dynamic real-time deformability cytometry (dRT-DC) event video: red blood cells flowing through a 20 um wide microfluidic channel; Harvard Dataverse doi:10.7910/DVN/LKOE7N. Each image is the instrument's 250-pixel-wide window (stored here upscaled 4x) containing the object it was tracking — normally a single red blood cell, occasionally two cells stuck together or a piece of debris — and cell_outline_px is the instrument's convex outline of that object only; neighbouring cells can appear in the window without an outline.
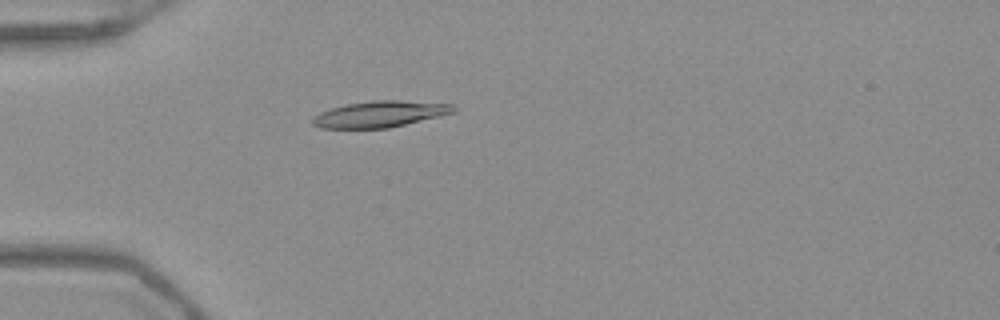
{"species": "Egyptian fruit bat (a non-hibernating species)", "species_latin": "Rousettus aegyptiacus", "temperature_condition": "warm", "stored_images_in_passage": 52, "camera_frame_rate_fps": 3000, "um_per_image_px": 0.085, "frame": {"image": 1, "passage_image": 16, "time_ms": 5.0, "image_size_px": [1000, 320], "cell_outline_px": [[456, 112], [440, 116], [388, 128], [320, 128], [312, 124], [312, 120], [320, 112], [332, 108], [348, 104], [372, 100], [400, 100], [452, 104], [456, 108]], "centroid_in_image_um": [32.33, 9.69], "position_along_channel_um": 52.7, "area_um2": 21.39}}
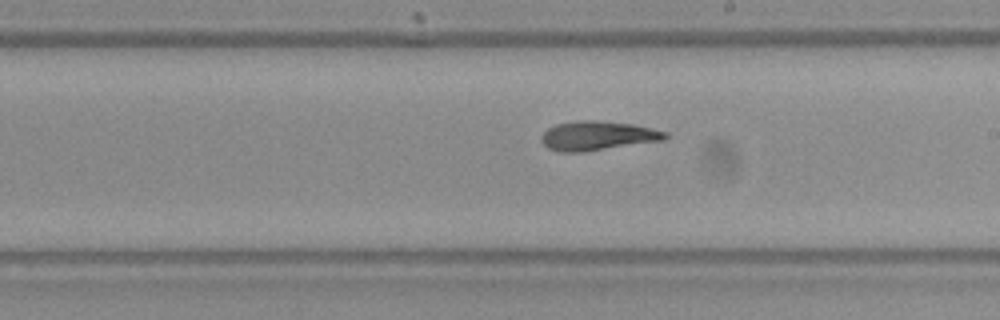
{"frame": {"image": 2, "passage_image": 31, "time_ms": 10.0, "image_size_px": [1000, 320], "cell_outline_px": [[668, 136], [664, 140], [580, 152], [560, 152], [548, 148], [540, 140], [540, 136], [548, 128], [556, 124], [580, 120], [596, 120], [632, 124], [652, 128], [668, 132]], "centroid_in_image_um": [50.78, 11.53], "position_along_channel_um": 238.2, "area_um2": 20.98}}
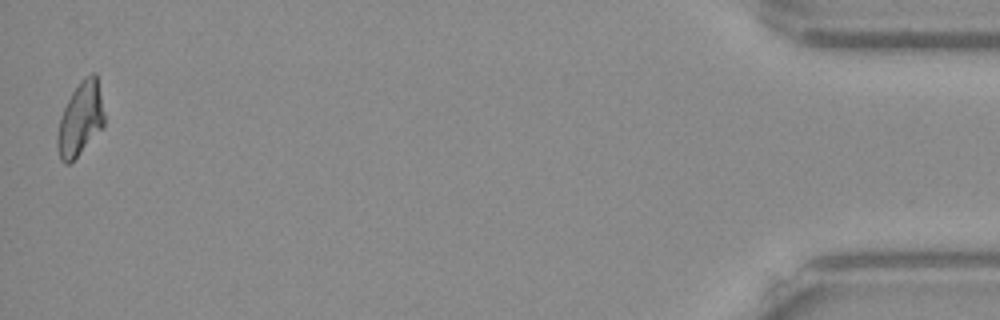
{"frame": {"image": 3, "passage_image": 52, "time_ms": 17.0, "image_size_px": [1000, 320], "cell_outline_px": [[104, 124], [76, 156], [68, 164], [64, 164], [60, 160], [56, 144], [56, 136], [60, 116], [72, 92], [80, 80], [84, 76], [92, 72], [96, 72], [104, 112]], "centroid_in_image_um": [6.8, 10.07], "position_along_channel_um": 428.4, "area_um2": 19.83}, "authors_computed_cell_mechanics": {"area_um2": 20.9814, "velocity_mm_per_s": 3.9518, "shape_relaxation_time_tau1_ms": null, "shape_relaxation_time_tau2_ms": 8.46, "deformation_change_tau1": null, "deformation_change_tau2": 0.1727}}